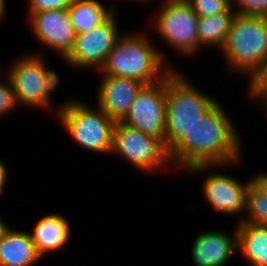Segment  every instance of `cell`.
I'll return each instance as SVG.
<instances>
[{
  "instance_id": "8",
  "label": "cell",
  "mask_w": 267,
  "mask_h": 266,
  "mask_svg": "<svg viewBox=\"0 0 267 266\" xmlns=\"http://www.w3.org/2000/svg\"><path fill=\"white\" fill-rule=\"evenodd\" d=\"M116 10L92 31L77 34L72 50L61 60L73 68L96 71L104 65L117 39L121 36L117 23Z\"/></svg>"
},
{
  "instance_id": "26",
  "label": "cell",
  "mask_w": 267,
  "mask_h": 266,
  "mask_svg": "<svg viewBox=\"0 0 267 266\" xmlns=\"http://www.w3.org/2000/svg\"><path fill=\"white\" fill-rule=\"evenodd\" d=\"M248 79L249 87H267V57L260 62Z\"/></svg>"
},
{
  "instance_id": "5",
  "label": "cell",
  "mask_w": 267,
  "mask_h": 266,
  "mask_svg": "<svg viewBox=\"0 0 267 266\" xmlns=\"http://www.w3.org/2000/svg\"><path fill=\"white\" fill-rule=\"evenodd\" d=\"M88 106L85 102L71 99L57 107L55 116H58V122L78 145L86 150L110 155L116 121L99 106L97 110Z\"/></svg>"
},
{
  "instance_id": "21",
  "label": "cell",
  "mask_w": 267,
  "mask_h": 266,
  "mask_svg": "<svg viewBox=\"0 0 267 266\" xmlns=\"http://www.w3.org/2000/svg\"><path fill=\"white\" fill-rule=\"evenodd\" d=\"M199 18L225 13L232 9L231 0H186Z\"/></svg>"
},
{
  "instance_id": "15",
  "label": "cell",
  "mask_w": 267,
  "mask_h": 266,
  "mask_svg": "<svg viewBox=\"0 0 267 266\" xmlns=\"http://www.w3.org/2000/svg\"><path fill=\"white\" fill-rule=\"evenodd\" d=\"M38 254L43 258L47 253L61 250L71 237L69 220L59 214L41 217L29 232Z\"/></svg>"
},
{
  "instance_id": "13",
  "label": "cell",
  "mask_w": 267,
  "mask_h": 266,
  "mask_svg": "<svg viewBox=\"0 0 267 266\" xmlns=\"http://www.w3.org/2000/svg\"><path fill=\"white\" fill-rule=\"evenodd\" d=\"M145 84L132 78L103 75L98 87V105L112 120L122 121L135 96Z\"/></svg>"
},
{
  "instance_id": "6",
  "label": "cell",
  "mask_w": 267,
  "mask_h": 266,
  "mask_svg": "<svg viewBox=\"0 0 267 266\" xmlns=\"http://www.w3.org/2000/svg\"><path fill=\"white\" fill-rule=\"evenodd\" d=\"M162 4L153 20L154 31L178 54L195 55L199 51L198 15L186 0H164Z\"/></svg>"
},
{
  "instance_id": "2",
  "label": "cell",
  "mask_w": 267,
  "mask_h": 266,
  "mask_svg": "<svg viewBox=\"0 0 267 266\" xmlns=\"http://www.w3.org/2000/svg\"><path fill=\"white\" fill-rule=\"evenodd\" d=\"M151 41L143 33L122 34L99 71L102 75L136 79L145 85L160 81L173 67L166 65L164 54Z\"/></svg>"
},
{
  "instance_id": "31",
  "label": "cell",
  "mask_w": 267,
  "mask_h": 266,
  "mask_svg": "<svg viewBox=\"0 0 267 266\" xmlns=\"http://www.w3.org/2000/svg\"><path fill=\"white\" fill-rule=\"evenodd\" d=\"M5 0H0V20L2 18H4L3 16H5V13H6V6H5Z\"/></svg>"
},
{
  "instance_id": "1",
  "label": "cell",
  "mask_w": 267,
  "mask_h": 266,
  "mask_svg": "<svg viewBox=\"0 0 267 266\" xmlns=\"http://www.w3.org/2000/svg\"><path fill=\"white\" fill-rule=\"evenodd\" d=\"M239 130L216 102L169 151V159L176 169L189 173H203L214 167L231 166L241 159Z\"/></svg>"
},
{
  "instance_id": "4",
  "label": "cell",
  "mask_w": 267,
  "mask_h": 266,
  "mask_svg": "<svg viewBox=\"0 0 267 266\" xmlns=\"http://www.w3.org/2000/svg\"><path fill=\"white\" fill-rule=\"evenodd\" d=\"M220 52L229 70L249 77L267 57V17L237 14Z\"/></svg>"
},
{
  "instance_id": "28",
  "label": "cell",
  "mask_w": 267,
  "mask_h": 266,
  "mask_svg": "<svg viewBox=\"0 0 267 266\" xmlns=\"http://www.w3.org/2000/svg\"><path fill=\"white\" fill-rule=\"evenodd\" d=\"M251 95V98H256L263 102V107L265 109V113H267V87H249L248 91Z\"/></svg>"
},
{
  "instance_id": "27",
  "label": "cell",
  "mask_w": 267,
  "mask_h": 266,
  "mask_svg": "<svg viewBox=\"0 0 267 266\" xmlns=\"http://www.w3.org/2000/svg\"><path fill=\"white\" fill-rule=\"evenodd\" d=\"M251 184L264 196L267 197V173L256 174L251 178Z\"/></svg>"
},
{
  "instance_id": "18",
  "label": "cell",
  "mask_w": 267,
  "mask_h": 266,
  "mask_svg": "<svg viewBox=\"0 0 267 266\" xmlns=\"http://www.w3.org/2000/svg\"><path fill=\"white\" fill-rule=\"evenodd\" d=\"M116 7H107L98 0H72L68 7L69 16L77 34L92 31L104 22Z\"/></svg>"
},
{
  "instance_id": "25",
  "label": "cell",
  "mask_w": 267,
  "mask_h": 266,
  "mask_svg": "<svg viewBox=\"0 0 267 266\" xmlns=\"http://www.w3.org/2000/svg\"><path fill=\"white\" fill-rule=\"evenodd\" d=\"M72 0H28L29 15L38 11L65 9L71 5Z\"/></svg>"
},
{
  "instance_id": "3",
  "label": "cell",
  "mask_w": 267,
  "mask_h": 266,
  "mask_svg": "<svg viewBox=\"0 0 267 266\" xmlns=\"http://www.w3.org/2000/svg\"><path fill=\"white\" fill-rule=\"evenodd\" d=\"M219 100L189 83L181 72L166 75V125L164 144L169 151Z\"/></svg>"
},
{
  "instance_id": "14",
  "label": "cell",
  "mask_w": 267,
  "mask_h": 266,
  "mask_svg": "<svg viewBox=\"0 0 267 266\" xmlns=\"http://www.w3.org/2000/svg\"><path fill=\"white\" fill-rule=\"evenodd\" d=\"M230 236L224 230L203 231L198 234L191 248L196 266H225L237 247V229Z\"/></svg>"
},
{
  "instance_id": "12",
  "label": "cell",
  "mask_w": 267,
  "mask_h": 266,
  "mask_svg": "<svg viewBox=\"0 0 267 266\" xmlns=\"http://www.w3.org/2000/svg\"><path fill=\"white\" fill-rule=\"evenodd\" d=\"M203 181V196L219 213L236 215L246 211V193L251 179L241 183L233 176L212 172Z\"/></svg>"
},
{
  "instance_id": "23",
  "label": "cell",
  "mask_w": 267,
  "mask_h": 266,
  "mask_svg": "<svg viewBox=\"0 0 267 266\" xmlns=\"http://www.w3.org/2000/svg\"><path fill=\"white\" fill-rule=\"evenodd\" d=\"M0 71H2V69H0ZM5 79L7 80V83H5V81H0V118L11 112V110H13L15 107H17V102L15 100L12 84L7 76L5 77Z\"/></svg>"
},
{
  "instance_id": "29",
  "label": "cell",
  "mask_w": 267,
  "mask_h": 266,
  "mask_svg": "<svg viewBox=\"0 0 267 266\" xmlns=\"http://www.w3.org/2000/svg\"><path fill=\"white\" fill-rule=\"evenodd\" d=\"M8 169L6 164L0 160V194L4 191L8 179Z\"/></svg>"
},
{
  "instance_id": "7",
  "label": "cell",
  "mask_w": 267,
  "mask_h": 266,
  "mask_svg": "<svg viewBox=\"0 0 267 266\" xmlns=\"http://www.w3.org/2000/svg\"><path fill=\"white\" fill-rule=\"evenodd\" d=\"M123 156L135 168L153 173L172 165L164 142L117 121L114 128L111 154Z\"/></svg>"
},
{
  "instance_id": "9",
  "label": "cell",
  "mask_w": 267,
  "mask_h": 266,
  "mask_svg": "<svg viewBox=\"0 0 267 266\" xmlns=\"http://www.w3.org/2000/svg\"><path fill=\"white\" fill-rule=\"evenodd\" d=\"M123 123L164 142L166 125V76L144 85L135 96Z\"/></svg>"
},
{
  "instance_id": "17",
  "label": "cell",
  "mask_w": 267,
  "mask_h": 266,
  "mask_svg": "<svg viewBox=\"0 0 267 266\" xmlns=\"http://www.w3.org/2000/svg\"><path fill=\"white\" fill-rule=\"evenodd\" d=\"M235 228L238 252L250 266H267V225L239 222Z\"/></svg>"
},
{
  "instance_id": "16",
  "label": "cell",
  "mask_w": 267,
  "mask_h": 266,
  "mask_svg": "<svg viewBox=\"0 0 267 266\" xmlns=\"http://www.w3.org/2000/svg\"><path fill=\"white\" fill-rule=\"evenodd\" d=\"M40 259L29 232L9 228L0 239V266H32Z\"/></svg>"
},
{
  "instance_id": "10",
  "label": "cell",
  "mask_w": 267,
  "mask_h": 266,
  "mask_svg": "<svg viewBox=\"0 0 267 266\" xmlns=\"http://www.w3.org/2000/svg\"><path fill=\"white\" fill-rule=\"evenodd\" d=\"M39 52L19 57L4 72L12 84L18 105L45 109L44 68L45 60ZM6 73V74H5Z\"/></svg>"
},
{
  "instance_id": "19",
  "label": "cell",
  "mask_w": 267,
  "mask_h": 266,
  "mask_svg": "<svg viewBox=\"0 0 267 266\" xmlns=\"http://www.w3.org/2000/svg\"><path fill=\"white\" fill-rule=\"evenodd\" d=\"M237 13L231 10L213 16L201 17L198 20L199 50L206 45L222 49L231 23Z\"/></svg>"
},
{
  "instance_id": "22",
  "label": "cell",
  "mask_w": 267,
  "mask_h": 266,
  "mask_svg": "<svg viewBox=\"0 0 267 266\" xmlns=\"http://www.w3.org/2000/svg\"><path fill=\"white\" fill-rule=\"evenodd\" d=\"M231 3L238 15L267 17V0H231Z\"/></svg>"
},
{
  "instance_id": "30",
  "label": "cell",
  "mask_w": 267,
  "mask_h": 266,
  "mask_svg": "<svg viewBox=\"0 0 267 266\" xmlns=\"http://www.w3.org/2000/svg\"><path fill=\"white\" fill-rule=\"evenodd\" d=\"M1 218V217H0ZM10 227L0 219V239L4 237V234Z\"/></svg>"
},
{
  "instance_id": "24",
  "label": "cell",
  "mask_w": 267,
  "mask_h": 266,
  "mask_svg": "<svg viewBox=\"0 0 267 266\" xmlns=\"http://www.w3.org/2000/svg\"><path fill=\"white\" fill-rule=\"evenodd\" d=\"M47 63H45V68H44V81H43V85L45 88V109L47 110H52L53 107H51V104L53 101L51 99V92H54L55 89H57V87H59L58 85H60V78L57 74V72H55V70L53 69H49L48 67H46ZM51 103V104H50Z\"/></svg>"
},
{
  "instance_id": "20",
  "label": "cell",
  "mask_w": 267,
  "mask_h": 266,
  "mask_svg": "<svg viewBox=\"0 0 267 266\" xmlns=\"http://www.w3.org/2000/svg\"><path fill=\"white\" fill-rule=\"evenodd\" d=\"M246 213L238 222L267 225V197L260 193L252 184L246 193Z\"/></svg>"
},
{
  "instance_id": "11",
  "label": "cell",
  "mask_w": 267,
  "mask_h": 266,
  "mask_svg": "<svg viewBox=\"0 0 267 266\" xmlns=\"http://www.w3.org/2000/svg\"><path fill=\"white\" fill-rule=\"evenodd\" d=\"M28 18L31 31L41 44L55 51L60 58L69 54L77 33L73 28L68 8L38 11L28 15Z\"/></svg>"
}]
</instances>
